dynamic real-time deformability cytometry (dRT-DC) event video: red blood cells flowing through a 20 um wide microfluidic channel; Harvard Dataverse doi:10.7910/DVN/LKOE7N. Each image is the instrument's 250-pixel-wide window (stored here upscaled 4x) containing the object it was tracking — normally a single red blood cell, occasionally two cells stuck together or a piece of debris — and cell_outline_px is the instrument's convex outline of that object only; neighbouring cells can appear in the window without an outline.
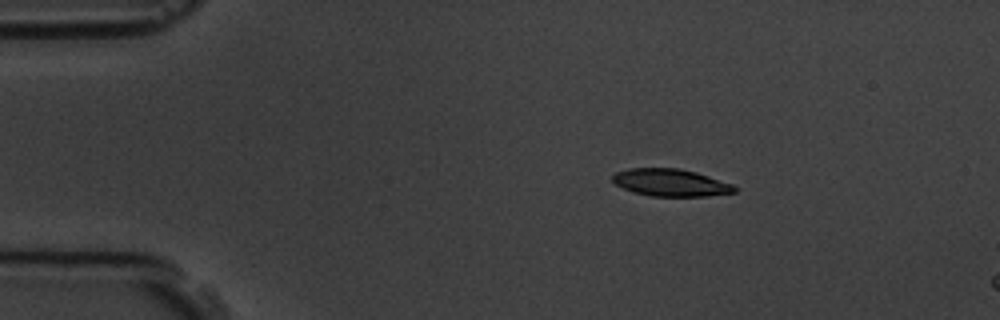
{"species": "common noctule bat (a hibernating species)", "species_latin": "Nyctalus noctula", "temperature_condition": "room temperature", "stored_images_in_passage": 5, "camera_frame_rate_fps": 3000, "um_per_image_px": 0.085, "animal": {"sex": "male", "body_mass_g": 19.5, "forearm_length_mm": 54.6}, "frame": {"image": 1, "passage_image": 3, "time_ms": 2.333, "image_size_px": [1000, 320], "cell_outline_px": [[736, 192], [708, 196], [652, 196], [632, 192], [616, 184], [612, 180], [612, 176], [616, 172], [628, 168], [676, 168], [696, 172], [732, 184], [736, 188]], "centroid_in_image_um": [56.99, 15.52], "position_along_channel_um": 28.0, "area_um2": 19.31}}